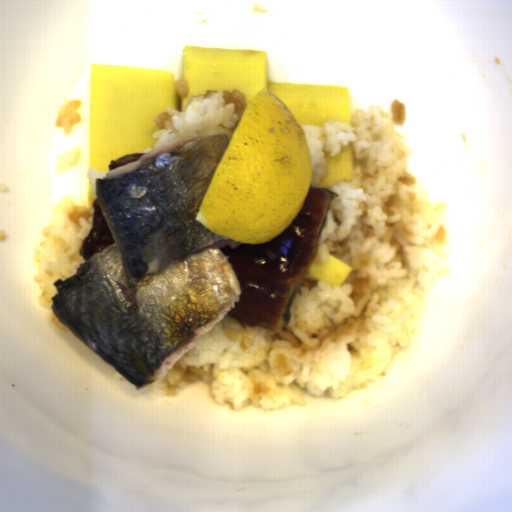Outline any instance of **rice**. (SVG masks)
Wrapping results in <instances>:
<instances>
[{"label": "rice", "mask_w": 512, "mask_h": 512, "mask_svg": "<svg viewBox=\"0 0 512 512\" xmlns=\"http://www.w3.org/2000/svg\"><path fill=\"white\" fill-rule=\"evenodd\" d=\"M94 206L79 203L73 197L64 200L57 210L56 220L45 227L41 243L34 249L35 279L40 287L39 303L52 317L54 326L67 329L52 312L54 282L77 272L83 260L81 247L92 232Z\"/></svg>", "instance_id": "rice-2"}, {"label": "rice", "mask_w": 512, "mask_h": 512, "mask_svg": "<svg viewBox=\"0 0 512 512\" xmlns=\"http://www.w3.org/2000/svg\"><path fill=\"white\" fill-rule=\"evenodd\" d=\"M249 106L240 92L219 89L194 94L181 109H168L154 117L158 127L153 133L154 146L144 153L178 139L225 134L231 139Z\"/></svg>", "instance_id": "rice-3"}, {"label": "rice", "mask_w": 512, "mask_h": 512, "mask_svg": "<svg viewBox=\"0 0 512 512\" xmlns=\"http://www.w3.org/2000/svg\"><path fill=\"white\" fill-rule=\"evenodd\" d=\"M82 102L78 100L66 101L61 107L58 116L55 120L54 126L61 128L64 136L70 135L72 128L82 121V114L80 112Z\"/></svg>", "instance_id": "rice-4"}, {"label": "rice", "mask_w": 512, "mask_h": 512, "mask_svg": "<svg viewBox=\"0 0 512 512\" xmlns=\"http://www.w3.org/2000/svg\"><path fill=\"white\" fill-rule=\"evenodd\" d=\"M82 149L75 148L70 151H65L58 155L56 159V171L55 174L61 175L68 169L76 167L81 160Z\"/></svg>", "instance_id": "rice-5"}, {"label": "rice", "mask_w": 512, "mask_h": 512, "mask_svg": "<svg viewBox=\"0 0 512 512\" xmlns=\"http://www.w3.org/2000/svg\"><path fill=\"white\" fill-rule=\"evenodd\" d=\"M403 102L355 111L350 124H306L310 186L350 146L352 178L336 182L315 255L352 269L340 285L302 278L278 333L225 314L160 378L170 397L203 382L221 406L272 412L312 397L340 401L385 378L420 330L428 293L448 276L445 203L410 173Z\"/></svg>", "instance_id": "rice-1"}, {"label": "rice", "mask_w": 512, "mask_h": 512, "mask_svg": "<svg viewBox=\"0 0 512 512\" xmlns=\"http://www.w3.org/2000/svg\"><path fill=\"white\" fill-rule=\"evenodd\" d=\"M177 91L178 98H186L190 94V88L181 76L174 83Z\"/></svg>", "instance_id": "rice-7"}, {"label": "rice", "mask_w": 512, "mask_h": 512, "mask_svg": "<svg viewBox=\"0 0 512 512\" xmlns=\"http://www.w3.org/2000/svg\"><path fill=\"white\" fill-rule=\"evenodd\" d=\"M105 175H106V172H100L91 167L89 168L88 171H86V181H87L89 190L95 196H97L95 179L96 178H105Z\"/></svg>", "instance_id": "rice-6"}]
</instances>
